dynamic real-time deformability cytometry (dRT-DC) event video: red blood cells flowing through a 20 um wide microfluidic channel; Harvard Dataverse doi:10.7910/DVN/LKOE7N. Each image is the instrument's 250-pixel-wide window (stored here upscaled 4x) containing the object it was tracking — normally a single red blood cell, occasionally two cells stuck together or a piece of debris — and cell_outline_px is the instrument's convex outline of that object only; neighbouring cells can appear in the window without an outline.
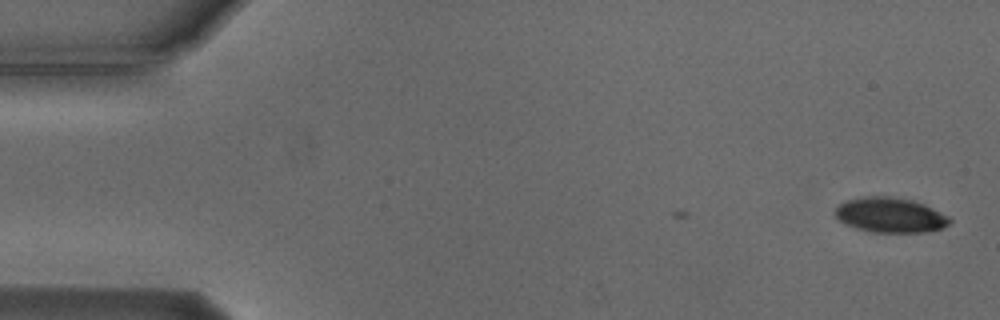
{"species": "Egyptian fruit bat (a non-hibernating species)", "species_latin": "Rousettus aegyptiacus", "temperature_condition": "cold", "stored_images_in_passage": 8, "camera_frame_rate_fps": 3000, "um_per_image_px": 0.085, "animal": {"sex": "male"}, "frame": {"image": 1, "passage_image": 1, "time_ms": 0.0, "image_size_px": [1000, 320], "cell_outline_px": [[952, 220], [948, 224], [940, 228], [924, 232], [872, 232], [856, 228], [844, 224], [836, 216], [836, 208], [840, 204], [848, 200], [864, 196], [888, 196], [912, 200], [924, 204], [948, 216]], "centroid_in_image_um": [75.66, 18.28], "position_along_channel_um": 9.3, "area_um2": 23.06}}